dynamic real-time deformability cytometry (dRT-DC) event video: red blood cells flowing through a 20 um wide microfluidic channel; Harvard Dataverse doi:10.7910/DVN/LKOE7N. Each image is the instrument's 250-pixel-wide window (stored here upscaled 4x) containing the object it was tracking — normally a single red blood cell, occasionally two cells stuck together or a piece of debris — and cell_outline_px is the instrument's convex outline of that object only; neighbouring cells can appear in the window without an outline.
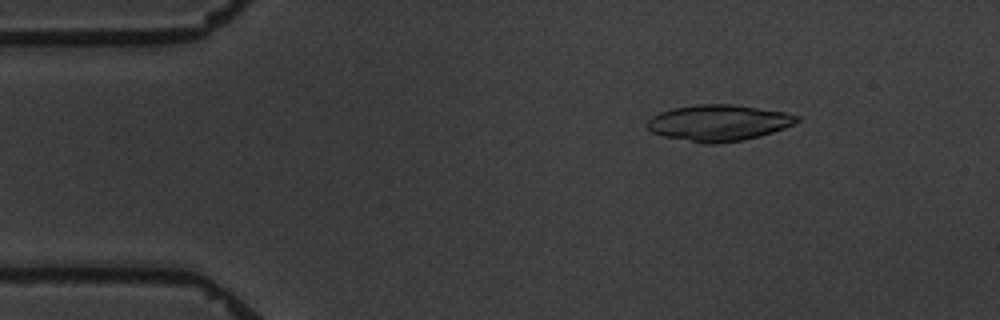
{"species": "common noctule bat (a hibernating species)", "species_latin": "Nyctalus noctula", "temperature_condition": "warm", "stored_images_in_passage": 5, "camera_frame_rate_fps": 3000, "um_per_image_px": 0.085, "animal": {"sex": "male", "body_mass_g": 19.5, "forearm_length_mm": 54.6}, "frame": {"image": 1, "passage_image": 3, "time_ms": 2.333, "image_size_px": [1000, 320], "cell_outline_px": [[800, 120], [784, 128], [760, 136], [744, 140], [716, 144], [704, 144], [664, 136], [652, 132], [648, 128], [648, 120], [652, 116], [660, 112], [672, 108], [696, 104], [732, 104], [784, 112], [800, 116]], "centroid_in_image_um": [61.08, 10.44], "position_along_channel_um": 23.9, "area_um2": 31.5}}